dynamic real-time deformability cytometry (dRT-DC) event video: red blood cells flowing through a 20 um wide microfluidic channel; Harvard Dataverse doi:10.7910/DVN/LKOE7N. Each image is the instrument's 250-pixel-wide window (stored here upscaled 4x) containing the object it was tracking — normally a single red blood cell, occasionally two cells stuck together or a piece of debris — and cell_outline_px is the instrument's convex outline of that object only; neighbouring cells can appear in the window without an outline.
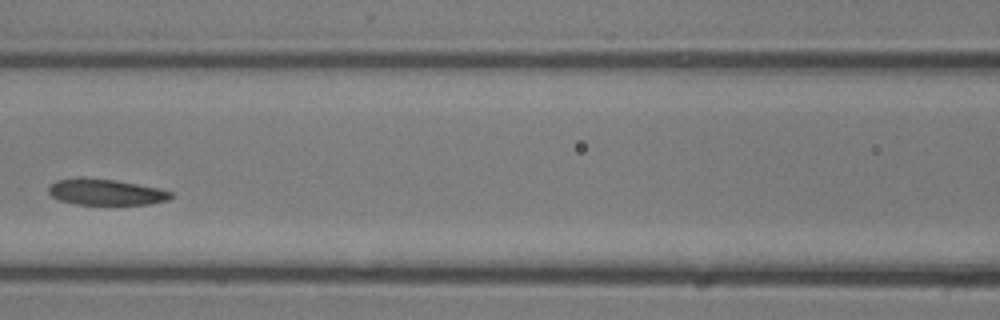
{"species": "common noctule bat (a hibernating species)", "species_latin": "Nyctalus noctula", "temperature_condition": "room temperature", "stored_images_in_passage": 24, "camera_frame_rate_fps": 3000, "um_per_image_px": 0.085, "animal": {"sex": "male", "body_mass_g": 13.3}, "frame": {"image": 1, "passage_image": 11, "time_ms": 3.333, "image_size_px": [1000, 320], "cell_outline_px": [[172, 196], [168, 200], [152, 204], [76, 204], [60, 200], [52, 196], [48, 192], [48, 188], [56, 180], [116, 180], [160, 188], [172, 192]], "centroid_in_image_um": [9.08, 16.36], "position_along_channel_um": 157.5, "area_um2": 17.86}}
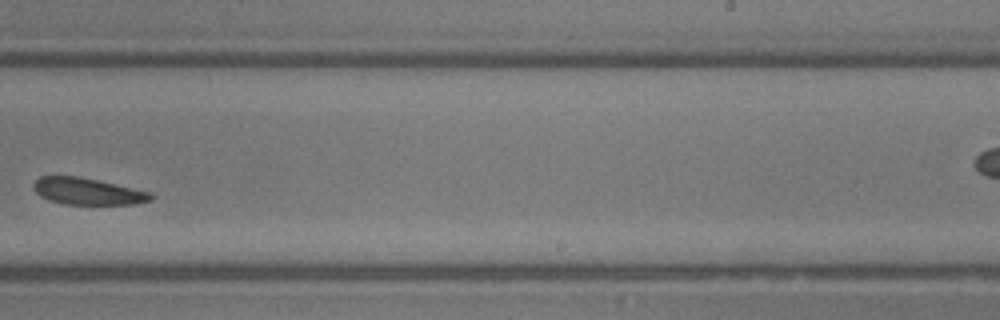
{"frame": {"image": 2, "passage_image": 17, "time_ms": 5.333, "image_size_px": [1000, 320], "cell_outline_px": [[152, 200], [136, 204], [64, 204], [48, 200], [40, 196], [32, 188], [32, 184], [40, 176], [80, 176], [152, 192]], "centroid_in_image_um": [7.43, 16.26], "position_along_channel_um": 281.6, "area_um2": 18.38}}
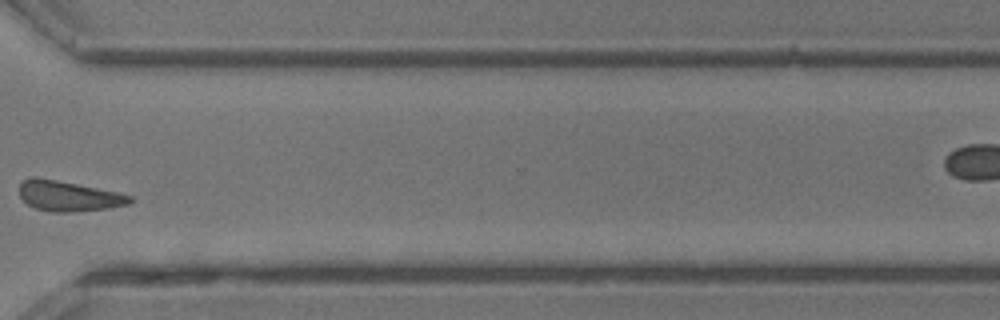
{"frame": {"image": 3, "passage_image": 21, "time_ms": 6.667, "image_size_px": [1000, 320], "cell_outline_px": [[136, 200], [128, 204], [108, 208], [68, 212], [52, 212], [36, 208], [28, 204], [20, 196], [20, 184], [28, 176], [36, 176], [116, 192], [132, 196]], "centroid_in_image_um": [5.81, 16.66], "position_along_channel_um": 364.8, "area_um2": 19.31}}